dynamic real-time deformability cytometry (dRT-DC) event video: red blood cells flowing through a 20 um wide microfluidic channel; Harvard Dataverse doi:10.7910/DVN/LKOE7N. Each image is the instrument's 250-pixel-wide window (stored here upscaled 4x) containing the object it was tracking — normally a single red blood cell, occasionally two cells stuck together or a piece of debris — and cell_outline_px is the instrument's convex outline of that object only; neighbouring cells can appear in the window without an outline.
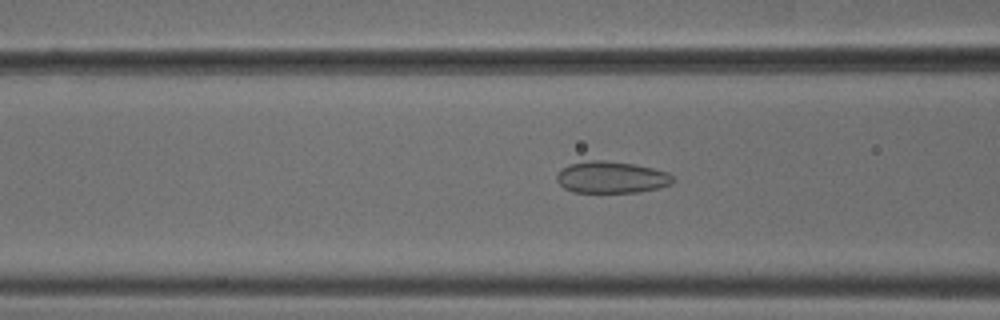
{"species": "common noctule bat (a hibernating species)", "species_latin": "Nyctalus noctula", "temperature_condition": "cold", "stored_images_in_passage": 41, "camera_frame_rate_fps": 3000, "um_per_image_px": 0.085, "animal": {"sex": "male", "body_mass_g": 18.8}, "frame": {"image": 1, "passage_image": 8, "time_ms": 2.333, "image_size_px": [1000, 320], "cell_outline_px": [[676, 180], [672, 184], [656, 188], [636, 192], [572, 192], [564, 188], [556, 180], [556, 176], [560, 168], [568, 164], [588, 160], [604, 160], [632, 164], [652, 168], [668, 172]], "centroid_in_image_um": [51.93, 15.06], "position_along_channel_um": 114.7, "area_um2": 21.56}}
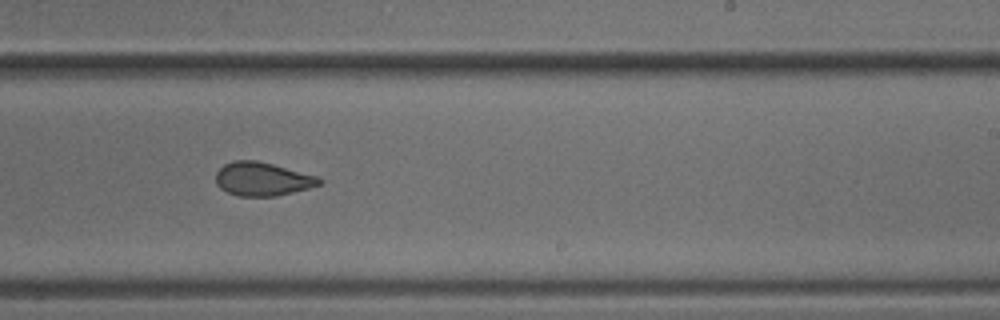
{"frame": {"image": 2, "passage_image": 20, "time_ms": 6.333, "image_size_px": [1000, 320], "cell_outline_px": [[324, 184], [276, 196], [240, 196], [228, 192], [220, 188], [216, 184], [216, 172], [224, 164], [232, 160], [256, 160], [272, 164], [316, 176], [324, 180]], "centroid_in_image_um": [22.3, 15.21], "position_along_channel_um": 266.7, "area_um2": 20.17}}
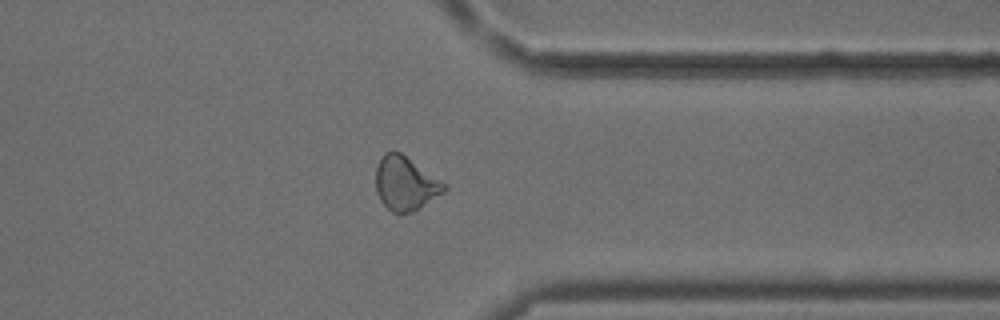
{"frame": {"image": 3, "passage_image": 29, "time_ms": 9.333, "image_size_px": [1000, 320], "cell_outline_px": [[448, 188], [444, 192], [420, 208], [412, 212], [400, 216], [392, 212], [380, 200], [376, 192], [376, 168], [380, 156], [384, 152], [400, 152], [448, 184]], "centroid_in_image_um": [34.47, 15.62], "position_along_channel_um": 376.9, "area_um2": 21.79}}